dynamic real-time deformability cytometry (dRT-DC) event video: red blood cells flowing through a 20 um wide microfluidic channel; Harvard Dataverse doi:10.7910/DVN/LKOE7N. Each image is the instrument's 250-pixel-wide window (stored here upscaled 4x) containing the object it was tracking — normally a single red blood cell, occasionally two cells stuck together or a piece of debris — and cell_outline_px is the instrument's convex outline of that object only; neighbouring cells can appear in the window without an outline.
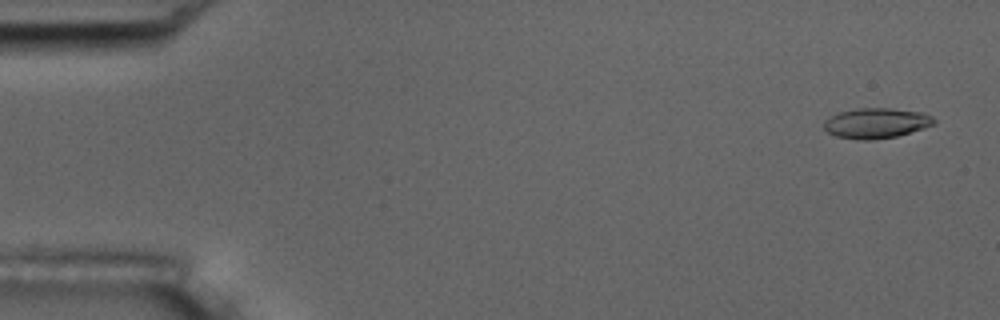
{"species": "common noctule bat (a hibernating species)", "species_latin": "Nyctalus noctula", "temperature_condition": "room temperature", "stored_images_in_passage": 9, "camera_frame_rate_fps": 3000, "um_per_image_px": 0.085, "animal": {"sex": "male", "body_mass_g": 17.5, "forearm_length_mm": 52.3}, "frame": {"image": 1, "passage_image": 1, "time_ms": 0.0, "image_size_px": [1000, 320], "cell_outline_px": [[936, 124], [924, 128], [896, 136], [872, 140], [856, 140], [836, 136], [828, 132], [824, 128], [824, 120], [840, 112], [856, 108], [892, 108], [920, 112], [932, 116], [936, 120]], "centroid_in_image_um": [74.49, 10.47], "position_along_channel_um": 10.5, "area_um2": 19.42}}
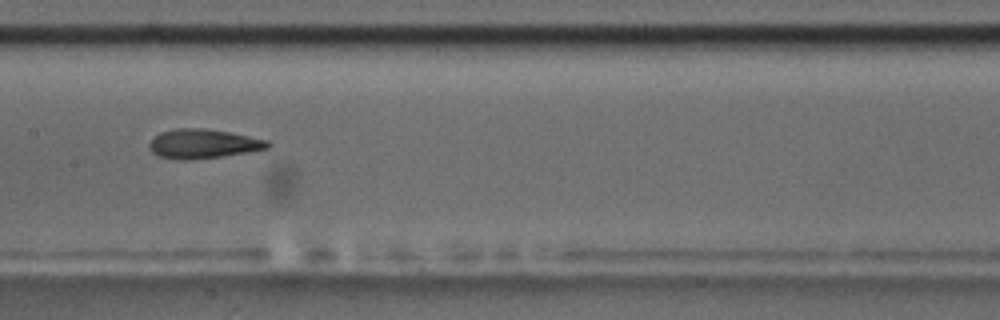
{"frame": {"image": 2, "passage_image": 8, "time_ms": 8.333, "image_size_px": [1000, 320], "cell_outline_px": [[272, 144], [268, 148], [248, 152], [220, 156], [188, 160], [180, 160], [160, 156], [152, 152], [148, 148], [148, 144], [160, 132], [176, 128], [204, 128], [228, 132], [268, 140]], "centroid_in_image_um": [17.26, 12.22], "position_along_channel_um": 190.1, "area_um2": 20.06}}
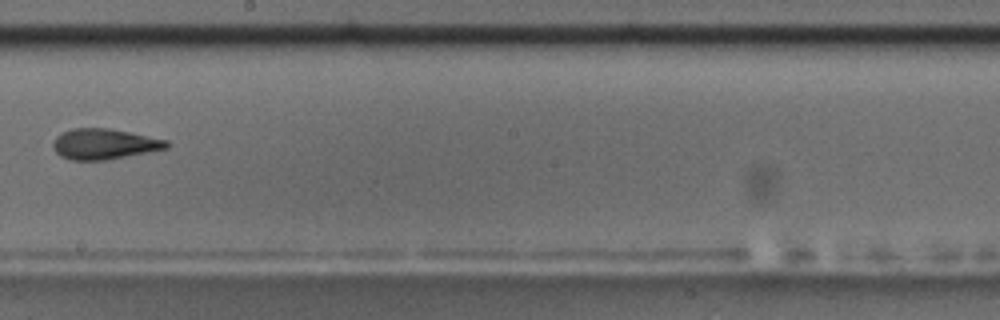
{"frame": {"image": 3, "passage_image": 9, "time_ms": 9.667, "image_size_px": [1000, 320], "cell_outline_px": [[168, 148], [108, 160], [72, 160], [60, 156], [52, 148], [52, 144], [56, 136], [60, 132], [72, 128], [108, 128], [168, 140]], "centroid_in_image_um": [8.81, 12.24], "position_along_channel_um": 239.4, "area_um2": 20.29}}